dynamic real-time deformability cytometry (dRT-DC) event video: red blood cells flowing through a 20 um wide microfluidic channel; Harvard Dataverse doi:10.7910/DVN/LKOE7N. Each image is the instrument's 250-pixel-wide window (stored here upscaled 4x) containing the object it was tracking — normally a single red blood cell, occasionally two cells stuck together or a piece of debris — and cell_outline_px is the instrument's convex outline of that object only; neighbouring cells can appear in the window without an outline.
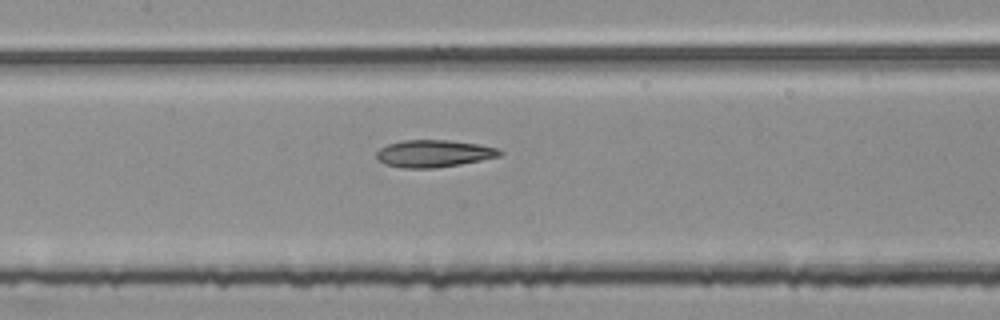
{"species": "common noctule bat (a hibernating species)", "species_latin": "Nyctalus noctula", "temperature_condition": "room temperature", "stored_images_in_passage": 55, "segment_of_instrument_passage": [2, 2], "camera_frame_rate_fps": 3000, "um_per_image_px": 0.085, "animal": {"sex": "female", "body_mass_g": 25.1}, "frame": {"image": 1, "passage_image": 26, "time_ms": 8.333, "image_size_px": [1000, 320], "cell_outline_px": [[504, 152], [500, 156], [460, 164], [436, 168], [404, 168], [384, 164], [376, 156], [376, 152], [380, 148], [388, 144], [404, 140], [448, 140], [480, 144], [496, 148]], "centroid_in_image_um": [36.87, 13.05], "position_along_channel_um": 170.5, "area_um2": 19.48}}
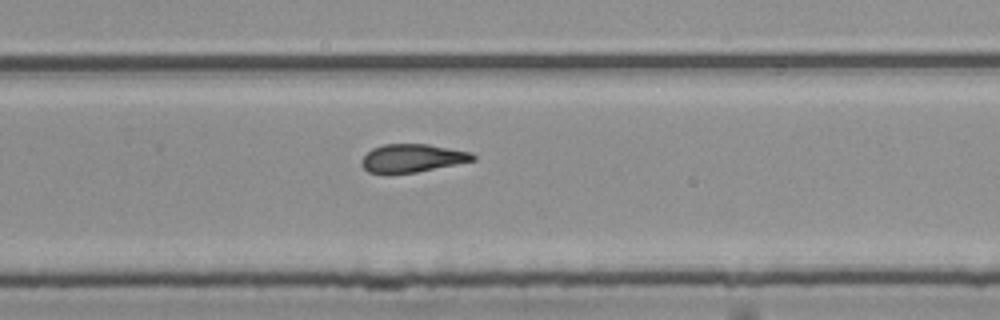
{"frame": {"image": 2, "passage_image": 36, "time_ms": 11.667, "image_size_px": [1000, 320], "cell_outline_px": [[476, 160], [416, 172], [392, 176], [384, 176], [368, 172], [360, 164], [360, 160], [372, 148], [384, 144], [428, 144], [472, 152], [476, 156]], "centroid_in_image_um": [34.98, 13.48], "position_along_channel_um": 294.8, "area_um2": 18.84}}
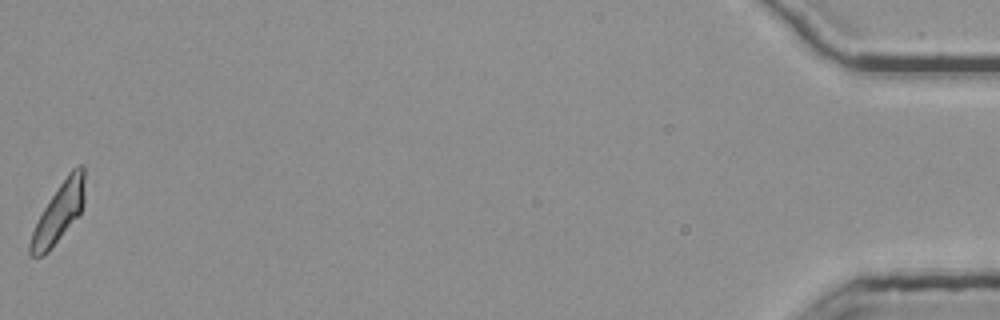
{"frame": {"image": 3, "passage_image": 55, "time_ms": 18.0, "image_size_px": [1000, 320], "cell_outline_px": [[84, 204], [80, 212], [48, 252], [44, 256], [28, 256], [28, 244], [32, 232], [44, 208], [68, 172], [76, 164], [84, 164]], "centroid_in_image_um": [4.99, 18.07], "position_along_channel_um": 430.2, "area_um2": 18.5}}